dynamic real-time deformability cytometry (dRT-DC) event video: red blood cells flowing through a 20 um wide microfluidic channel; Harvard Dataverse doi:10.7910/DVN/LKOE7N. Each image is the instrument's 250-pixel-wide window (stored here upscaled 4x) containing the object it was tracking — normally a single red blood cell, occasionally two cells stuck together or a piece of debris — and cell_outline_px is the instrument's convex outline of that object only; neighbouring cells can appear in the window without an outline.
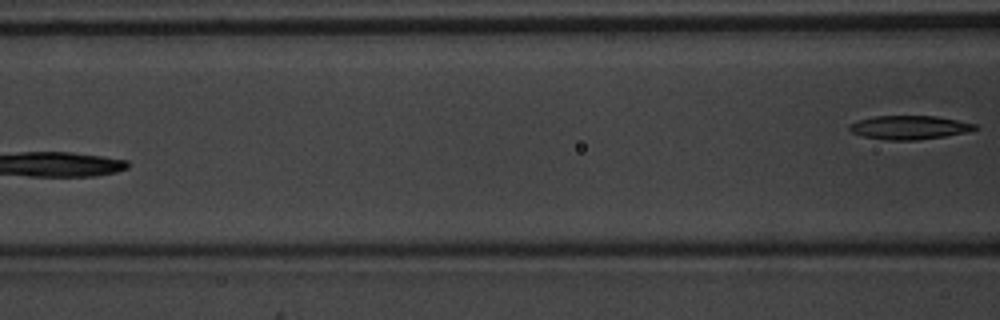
{"species": "common noctule bat (a hibernating species)", "species_latin": "Nyctalus noctula", "temperature_condition": "warm", "stored_images_in_passage": 5, "camera_frame_rate_fps": 3000, "um_per_image_px": 0.085, "animal": {"sex": "male", "body_mass_g": 20.1, "forearm_length_mm": 53.5}, "frame": {"image": 1, "passage_image": 5, "time_ms": 1.333, "image_size_px": [1000, 320], "cell_outline_px": [[980, 128], [964, 132], [944, 136], [916, 140], [888, 140], [864, 136], [852, 132], [848, 128], [848, 124], [860, 120], [876, 116], [936, 116], [976, 124]], "centroid_in_image_um": [77.29, 10.83], "position_along_channel_um": 89.3, "area_um2": 17.11}}